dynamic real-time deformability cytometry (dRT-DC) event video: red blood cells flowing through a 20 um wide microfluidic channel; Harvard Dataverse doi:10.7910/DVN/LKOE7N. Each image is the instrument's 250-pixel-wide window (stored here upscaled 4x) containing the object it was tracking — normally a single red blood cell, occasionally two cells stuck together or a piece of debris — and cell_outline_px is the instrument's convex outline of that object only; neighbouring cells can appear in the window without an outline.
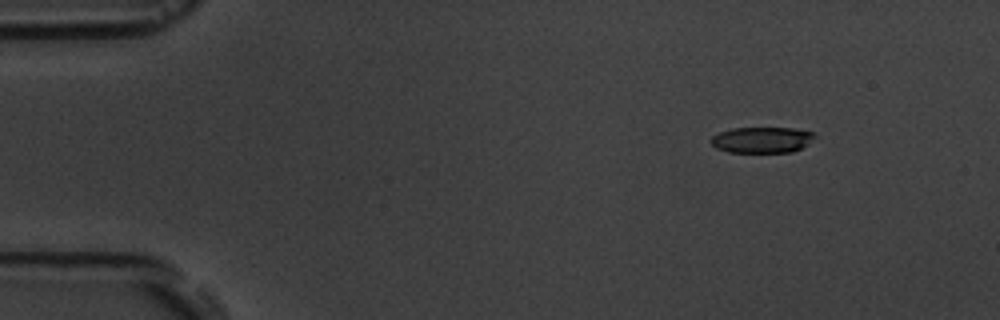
{"species": "common noctule bat (a hibernating species)", "species_latin": "Nyctalus noctula", "temperature_condition": "room temperature", "stored_images_in_passage": 4, "camera_frame_rate_fps": 3000, "um_per_image_px": 0.085, "animal": {"sex": "male", "body_mass_g": 19.5, "forearm_length_mm": 54.6}, "frame": {"image": 1, "passage_image": 2, "time_ms": 1.0, "image_size_px": [1000, 320], "cell_outline_px": [[816, 136], [800, 148], [792, 152], [728, 152], [716, 148], [708, 140], [712, 136], [720, 132], [732, 128], [792, 128], [812, 132]], "centroid_in_image_um": [64.7, 11.89], "position_along_channel_um": 20.3, "area_um2": 15.55}}
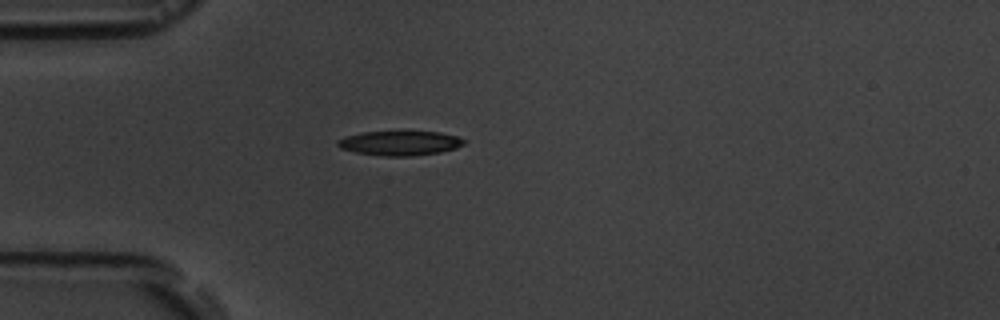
{"frame": {"image": 2, "passage_image": 4, "time_ms": 4.0, "image_size_px": [1000, 320], "cell_outline_px": [[468, 140], [464, 144], [456, 148], [440, 152], [408, 156], [384, 156], [356, 152], [340, 148], [336, 144], [336, 140], [344, 136], [360, 132], [440, 132], [456, 136]], "centroid_in_image_um": [33.97, 12.16], "position_along_channel_um": 51.0, "area_um2": 18.03}}